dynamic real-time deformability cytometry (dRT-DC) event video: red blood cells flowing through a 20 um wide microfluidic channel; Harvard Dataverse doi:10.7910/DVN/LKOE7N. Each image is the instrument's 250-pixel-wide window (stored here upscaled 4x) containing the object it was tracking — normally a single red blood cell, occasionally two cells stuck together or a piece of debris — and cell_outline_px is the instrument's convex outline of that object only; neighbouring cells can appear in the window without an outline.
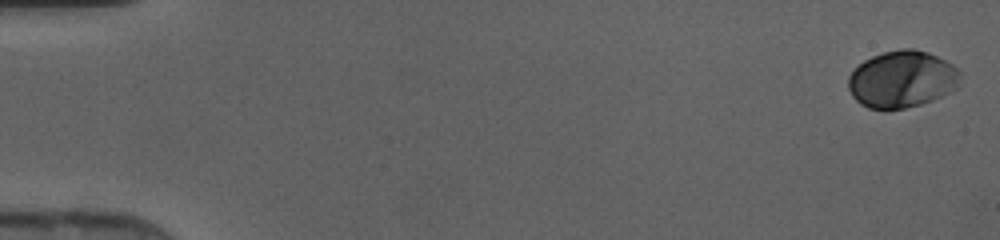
{"species": "human", "species_latin": "Homo sapiens", "temperature_condition": "cold", "stored_images_in_passage": 46, "camera_frame_rate_fps": 3000, "um_per_image_px": 0.085, "donor": {"sex": "female"}, "frame": {"image": 1, "passage_image": 1, "time_ms": 0.0, "image_size_px": [1000, 240], "cell_outline_px": [[960, 72], [956, 88], [932, 100], [920, 104], [904, 108], [884, 112], [868, 108], [860, 104], [852, 96], [848, 88], [848, 76], [864, 60], [872, 56], [884, 52], [904, 48], [912, 48], [928, 52], [952, 64]], "centroid_in_image_um": [76.62, 6.76], "position_along_channel_um": 8.4, "area_um2": 37.22}}
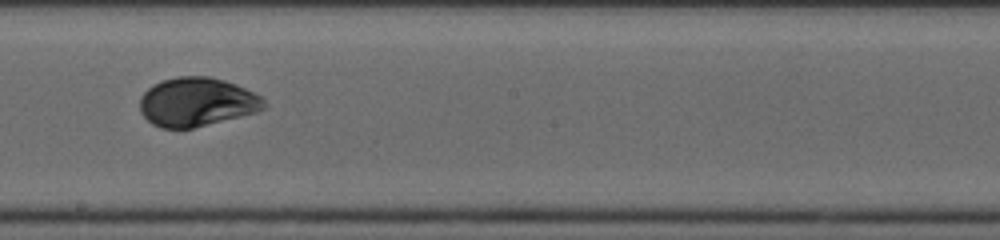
{"frame": {"image": 2, "passage_image": 27, "time_ms": 8.667, "image_size_px": [1000, 240], "cell_outline_px": [[264, 108], [256, 112], [192, 128], [160, 128], [152, 124], [140, 112], [140, 96], [152, 84], [176, 76], [208, 76], [224, 80], [236, 84], [260, 96], [264, 100]], "centroid_in_image_um": [16.68, 8.66], "position_along_channel_um": 231.5, "area_um2": 35.14}}
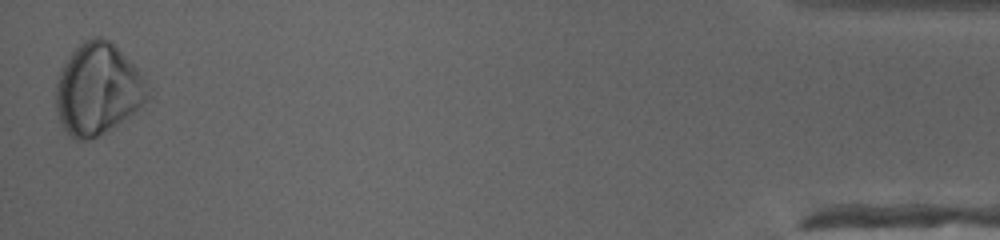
{"frame": {"image": 3, "passage_image": 46, "time_ms": 15.0, "image_size_px": [1000, 240], "cell_outline_px": [[148, 96], [132, 112], [116, 124], [96, 136], [84, 140], [76, 140], [64, 128], [56, 112], [56, 76], [64, 60], [84, 40], [92, 36], [100, 36], [108, 40], [144, 76]], "centroid_in_image_um": [8.23, 7.54], "position_along_channel_um": 427.0, "area_um2": 47.86}}